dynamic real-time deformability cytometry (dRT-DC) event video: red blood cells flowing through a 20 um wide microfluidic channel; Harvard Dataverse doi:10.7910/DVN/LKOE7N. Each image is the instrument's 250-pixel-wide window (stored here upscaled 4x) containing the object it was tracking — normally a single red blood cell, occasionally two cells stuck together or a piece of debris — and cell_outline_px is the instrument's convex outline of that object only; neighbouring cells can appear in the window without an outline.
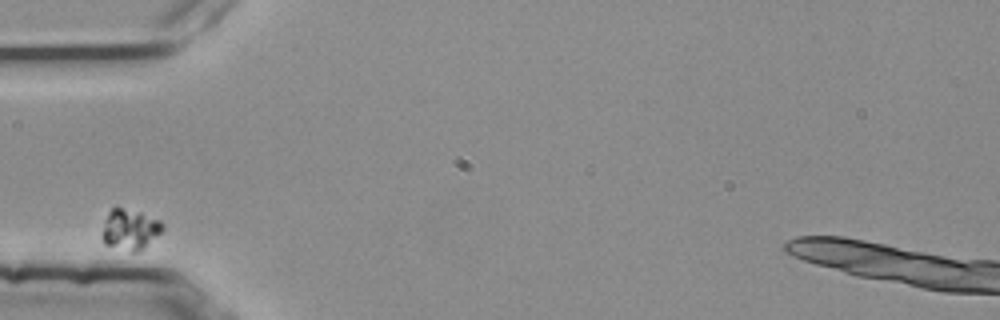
{"species": "common noctule bat (a hibernating species)", "species_latin": "Nyctalus noctula", "temperature_condition": "room temperature", "stored_images_in_passage": 1, "camera_frame_rate_fps": 3000, "um_per_image_px": 0.085, "animal": {"sex": "female", "body_mass_g": 25.1}, "frame": {"image": 1, "passage_image": 1, "time_ms": 0.0, "image_size_px": [1000, 320], "cell_outline_px": [[164, 228], [144, 248], [132, 252], [104, 244], [104, 220], [108, 212], [116, 204], [140, 212], [160, 220], [164, 224]], "centroid_in_image_um": [11.05, 19.45], "position_along_channel_um": 74.0, "area_um2": 14.28}}